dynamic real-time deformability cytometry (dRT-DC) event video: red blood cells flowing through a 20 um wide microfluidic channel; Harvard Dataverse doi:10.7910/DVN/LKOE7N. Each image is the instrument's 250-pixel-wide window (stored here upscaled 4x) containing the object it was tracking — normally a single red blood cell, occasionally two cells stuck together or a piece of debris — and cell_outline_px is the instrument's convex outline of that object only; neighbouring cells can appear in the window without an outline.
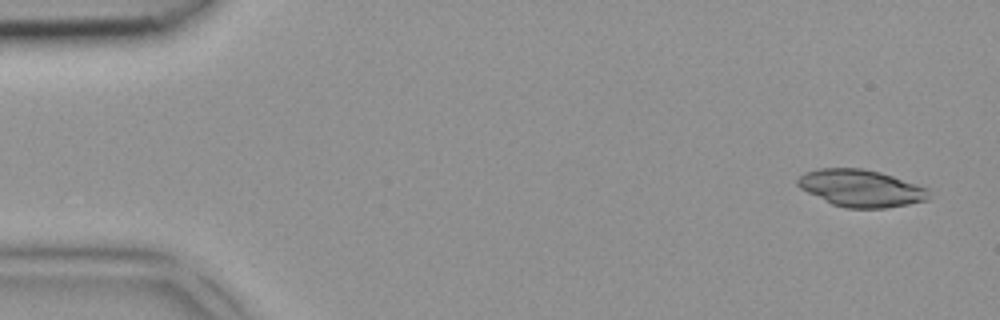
{"species": "common noctule bat (a hibernating species)", "species_latin": "Nyctalus noctula", "temperature_condition": "room temperature", "stored_images_in_passage": 5, "segment_of_instrument_passage": [1, 2], "camera_frame_rate_fps": 3000, "um_per_image_px": 0.085, "animal": {"sex": "female", "body_mass_g": 18.4}, "frame": {"image": 1, "passage_image": 1, "time_ms": 0.0, "image_size_px": [1000, 320], "cell_outline_px": [[928, 200], [908, 204], [884, 208], [844, 208], [832, 204], [800, 188], [796, 184], [796, 180], [804, 172], [820, 168], [860, 168], [880, 172], [928, 188]], "centroid_in_image_um": [73.15, 16.0], "position_along_channel_um": 11.8, "area_um2": 28.21}}